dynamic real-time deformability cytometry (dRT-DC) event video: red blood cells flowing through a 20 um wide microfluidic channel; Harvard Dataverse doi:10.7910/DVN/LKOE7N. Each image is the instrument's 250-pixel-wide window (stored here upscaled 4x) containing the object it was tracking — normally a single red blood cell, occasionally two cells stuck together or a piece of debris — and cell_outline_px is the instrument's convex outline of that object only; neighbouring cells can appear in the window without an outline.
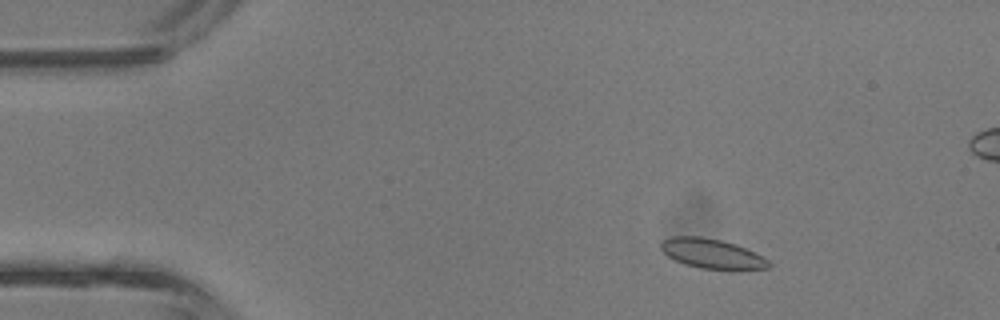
{"species": "common noctule bat (a hibernating species)", "species_latin": "Nyctalus noctula", "temperature_condition": "room temperature", "stored_images_in_passage": 43, "camera_frame_rate_fps": 3000, "um_per_image_px": 0.085, "animal": {"sex": "male", "body_mass_g": 13.3}, "frame": {"image": 1, "passage_image": 6, "time_ms": 1.667, "image_size_px": [1000, 320], "cell_outline_px": [[772, 264], [768, 268], [732, 272], [700, 268], [684, 264], [668, 256], [660, 248], [660, 240], [672, 236], [700, 236], [720, 240], [736, 244], [768, 260]], "centroid_in_image_um": [60.52, 21.6], "position_along_channel_um": 24.5, "area_um2": 19.13}}
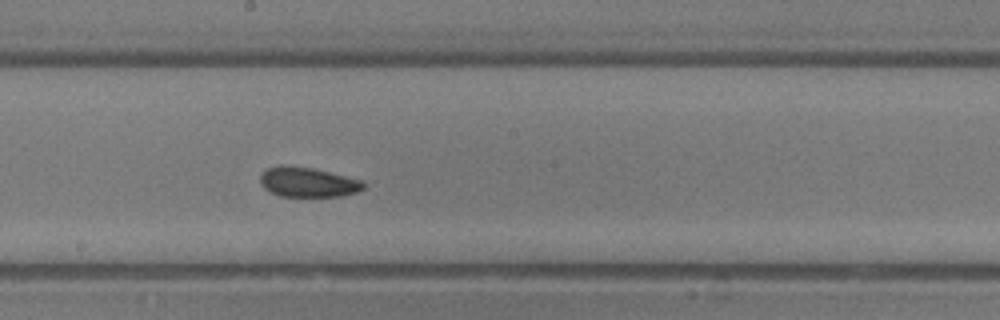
{"frame": {"image": 2, "passage_image": 23, "time_ms": 7.333, "image_size_px": [1000, 320], "cell_outline_px": [[364, 188], [356, 192], [340, 196], [280, 196], [264, 188], [260, 184], [260, 172], [268, 168], [312, 168], [364, 180]], "centroid_in_image_um": [26.21, 15.52], "position_along_channel_um": 222.0, "area_um2": 17.34}}
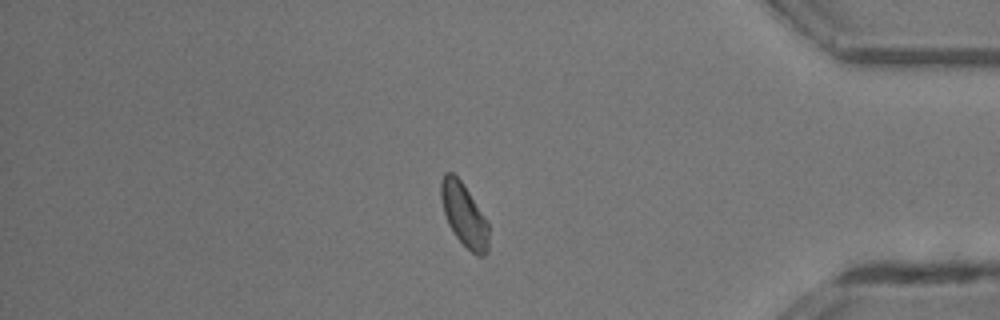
{"frame": {"image": 3, "passage_image": 36, "time_ms": 11.667, "image_size_px": [1000, 320], "cell_outline_px": [[488, 252], [484, 256], [476, 256], [456, 236], [448, 224], [444, 212], [440, 196], [440, 180], [444, 172], [452, 172], [460, 180], [468, 192], [488, 224]], "centroid_in_image_um": [39.42, 18.26], "position_along_channel_um": 395.8, "area_um2": 17.17}}